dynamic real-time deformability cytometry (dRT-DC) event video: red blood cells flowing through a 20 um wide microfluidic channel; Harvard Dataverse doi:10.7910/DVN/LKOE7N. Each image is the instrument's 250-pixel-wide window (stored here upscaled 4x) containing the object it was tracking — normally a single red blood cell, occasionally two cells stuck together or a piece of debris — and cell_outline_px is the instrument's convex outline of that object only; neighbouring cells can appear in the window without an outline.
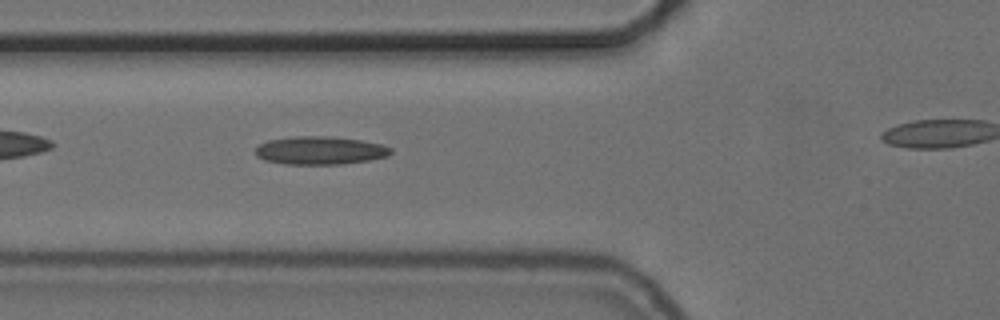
{"species": "common noctule bat (a hibernating species)", "species_latin": "Nyctalus noctula", "temperature_condition": "cold", "stored_images_in_passage": 31, "camera_frame_rate_fps": 3000, "um_per_image_px": 0.085, "animal": {"sex": "female", "body_mass_g": 24.6, "forearm_length_mm": 56.2}, "frame": {"image": 1, "passage_image": 6, "time_ms": 1.667, "image_size_px": [1000, 320], "cell_outline_px": [[392, 152], [388, 156], [368, 160], [340, 164], [284, 164], [264, 160], [256, 156], [256, 148], [260, 144], [268, 140], [296, 136], [332, 136], [360, 140], [380, 144], [392, 148]], "centroid_in_image_um": [27.19, 12.79], "position_along_channel_um": 98.6, "area_um2": 22.14}}
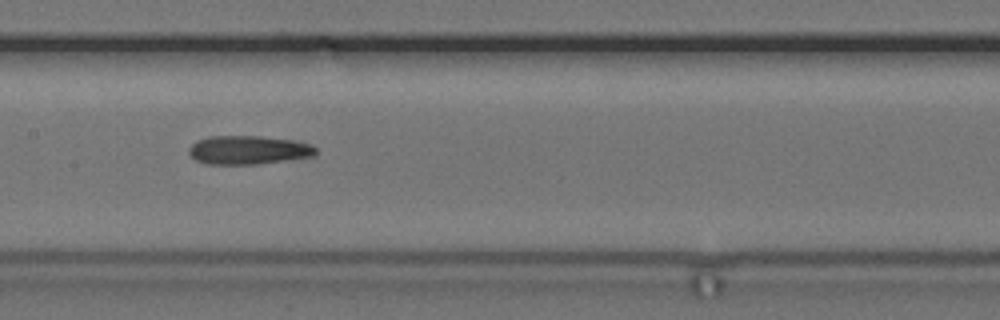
{"frame": {"image": 2, "passage_image": 13, "time_ms": 4.0, "image_size_px": [1000, 320], "cell_outline_px": [[316, 152], [312, 156], [260, 164], [208, 164], [196, 160], [188, 152], [188, 148], [196, 140], [208, 136], [260, 136], [288, 140], [308, 144], [316, 148]], "centroid_in_image_um": [21.04, 12.75], "position_along_channel_um": 186.4, "area_um2": 20.98}}
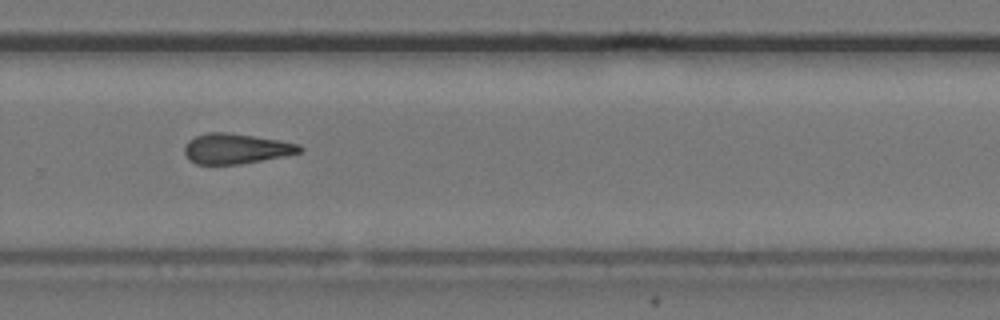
{"frame": {"image": 3, "passage_image": 23, "time_ms": 7.333, "image_size_px": [1000, 320], "cell_outline_px": [[304, 148], [300, 152], [284, 156], [240, 164], [196, 164], [188, 160], [184, 152], [184, 144], [188, 140], [196, 136], [208, 132], [228, 132], [280, 140], [300, 144]], "centroid_in_image_um": [20.04, 12.63], "position_along_channel_um": 309.8, "area_um2": 20.4}}